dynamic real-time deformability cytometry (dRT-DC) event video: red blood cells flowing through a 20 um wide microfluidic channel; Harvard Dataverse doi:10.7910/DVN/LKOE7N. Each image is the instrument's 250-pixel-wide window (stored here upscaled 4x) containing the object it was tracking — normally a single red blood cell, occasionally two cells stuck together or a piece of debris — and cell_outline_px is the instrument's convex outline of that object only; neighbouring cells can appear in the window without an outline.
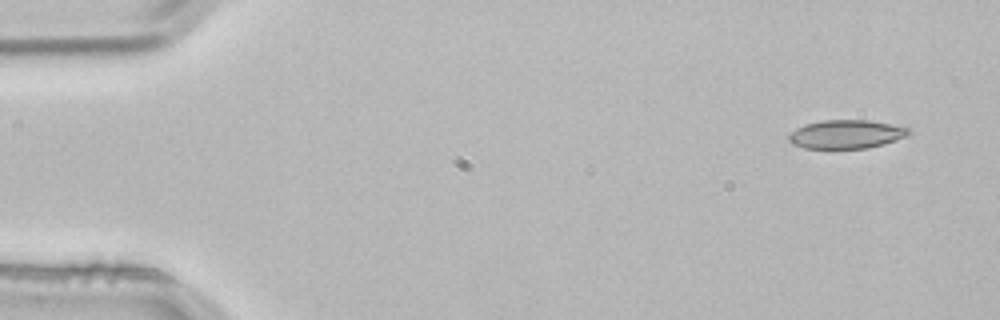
{"species": "common noctule bat (a hibernating species)", "species_latin": "Nyctalus noctula", "temperature_condition": "room temperature", "stored_images_in_passage": 5, "camera_frame_rate_fps": 3000, "um_per_image_px": 0.085, "animal": {"sex": "male", "body_mass_g": 21.5, "forearm_length_mm": 52.0}, "frame": {"image": 1, "passage_image": 1, "time_ms": 0.0, "image_size_px": [1000, 320], "cell_outline_px": [[912, 132], [896, 140], [884, 144], [868, 148], [804, 148], [792, 144], [788, 140], [788, 136], [796, 128], [804, 124], [820, 120], [868, 120], [892, 124], [912, 128]], "centroid_in_image_um": [71.94, 11.4], "position_along_channel_um": 13.1, "area_um2": 20.11}}
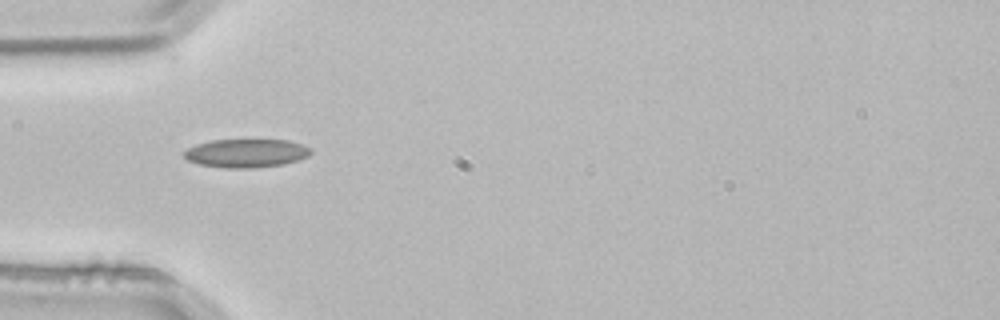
{"frame": {"image": 2, "passage_image": 4, "time_ms": 1.0, "image_size_px": [1000, 320], "cell_outline_px": [[312, 152], [308, 156], [284, 164], [252, 168], [228, 168], [200, 164], [188, 160], [184, 156], [184, 152], [188, 148], [196, 144], [212, 140], [288, 140], [304, 144], [312, 148]], "centroid_in_image_um": [20.96, 13.01], "position_along_channel_um": 64.0, "area_um2": 20.98}}